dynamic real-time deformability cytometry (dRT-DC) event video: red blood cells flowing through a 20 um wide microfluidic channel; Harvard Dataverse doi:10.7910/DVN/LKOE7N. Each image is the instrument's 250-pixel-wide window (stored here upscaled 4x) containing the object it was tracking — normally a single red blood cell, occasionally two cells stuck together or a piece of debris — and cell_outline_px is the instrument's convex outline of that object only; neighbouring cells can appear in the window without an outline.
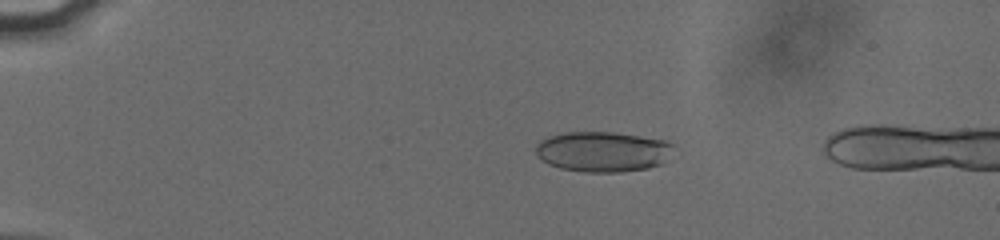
{"species": "human", "species_latin": "Homo sapiens", "temperature_condition": "cold", "stored_images_in_passage": 56, "camera_frame_rate_fps": 3000, "um_per_image_px": 0.085, "donor": {"sex": "male"}, "frame": {"image": 1, "passage_image": 12, "time_ms": 3.667, "image_size_px": [1000, 240], "cell_outline_px": [[672, 144], [660, 164], [648, 168], [620, 172], [584, 172], [560, 168], [548, 164], [536, 152], [536, 144], [540, 140], [548, 136], [564, 132], [612, 132], [664, 140]], "centroid_in_image_um": [51.14, 12.88], "position_along_channel_um": 33.9, "area_um2": 31.79}}
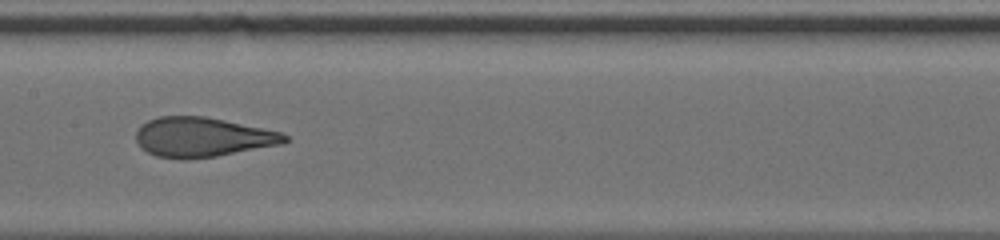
{"frame": {"image": 2, "passage_image": 30, "time_ms": 9.667, "image_size_px": [1000, 240], "cell_outline_px": [[288, 140], [284, 144], [216, 156], [156, 156], [140, 148], [136, 140], [136, 132], [140, 124], [156, 116], [204, 116], [224, 120], [280, 132], [288, 136]], "centroid_in_image_um": [17.2, 11.62], "position_along_channel_um": 190.2, "area_um2": 33.58}}
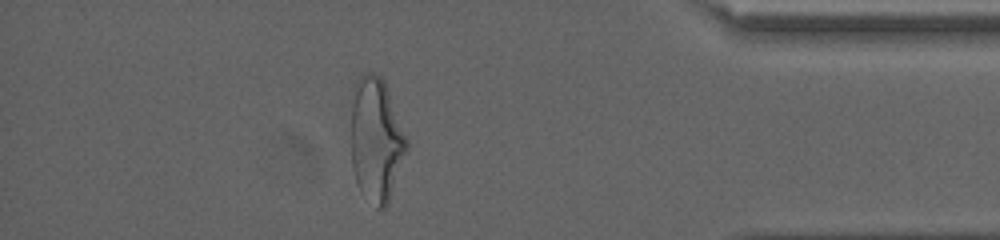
{"frame": {"image": 3, "passage_image": 49, "time_ms": 16.0, "image_size_px": [1000, 240], "cell_outline_px": [[408, 148], [388, 204], [384, 208], [376, 208], [360, 192], [356, 184], [352, 164], [352, 88], [360, 72], [372, 72], [380, 76], [384, 80], [408, 140]], "centroid_in_image_um": [31.97, 11.85], "position_along_channel_um": 403.2, "area_um2": 40.52}}